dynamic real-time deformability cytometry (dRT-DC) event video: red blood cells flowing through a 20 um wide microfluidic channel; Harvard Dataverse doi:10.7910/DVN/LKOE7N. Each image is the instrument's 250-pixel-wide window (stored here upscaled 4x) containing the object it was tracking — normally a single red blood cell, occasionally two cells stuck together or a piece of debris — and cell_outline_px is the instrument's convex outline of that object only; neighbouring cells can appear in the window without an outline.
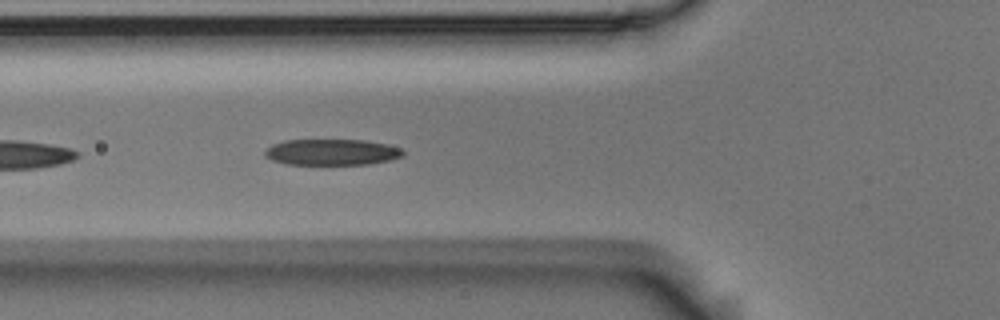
{"species": "Egyptian fruit bat (a non-hibernating species)", "species_latin": "Rousettus aegyptiacus", "temperature_condition": "room temperature", "stored_images_in_passage": 26, "camera_frame_rate_fps": 3000, "um_per_image_px": 0.085, "animal": {"sex": "male"}, "frame": {"image": 1, "passage_image": 5, "time_ms": 1.333, "image_size_px": [1000, 320], "cell_outline_px": [[404, 156], [388, 160], [368, 164], [288, 164], [272, 160], [264, 156], [264, 152], [272, 144], [284, 140], [364, 140], [388, 144], [400, 148], [404, 152]], "centroid_in_image_um": [28.2, 12.92], "position_along_channel_um": 97.6, "area_um2": 20.92}}